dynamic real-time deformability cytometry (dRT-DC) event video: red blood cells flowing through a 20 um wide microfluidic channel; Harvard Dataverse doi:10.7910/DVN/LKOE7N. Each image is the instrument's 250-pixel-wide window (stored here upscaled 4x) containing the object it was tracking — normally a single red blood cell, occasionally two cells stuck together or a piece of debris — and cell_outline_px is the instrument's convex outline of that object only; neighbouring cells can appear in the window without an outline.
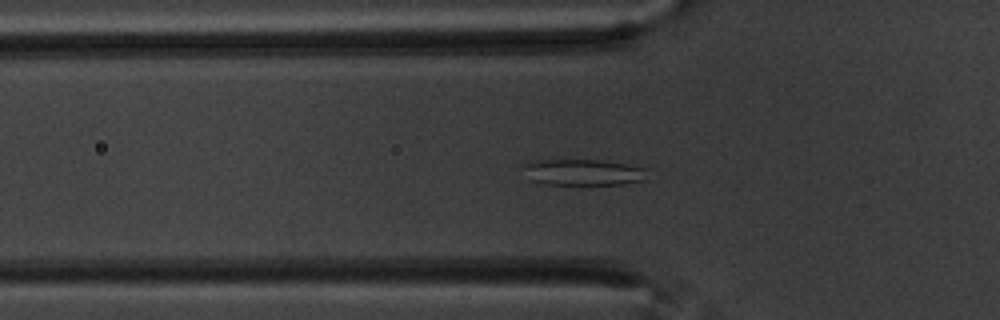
{"species": "common noctule bat (a hibernating species)", "species_latin": "Nyctalus noctula", "temperature_condition": "warm", "stored_images_in_passage": 59, "camera_frame_rate_fps": 3000, "um_per_image_px": 0.085, "animal": {"sex": "male", "body_mass_g": 20.1, "forearm_length_mm": 53.5}, "frame": {"image": 1, "passage_image": 20, "time_ms": 6.333, "image_size_px": [1000, 320], "cell_outline_px": [[648, 168], [644, 180], [624, 184], [548, 184], [528, 180], [524, 168], [524, 164], [532, 160], [600, 160]], "centroid_in_image_um": [49.55, 14.64], "position_along_channel_um": 76.2, "area_um2": 18.84}}
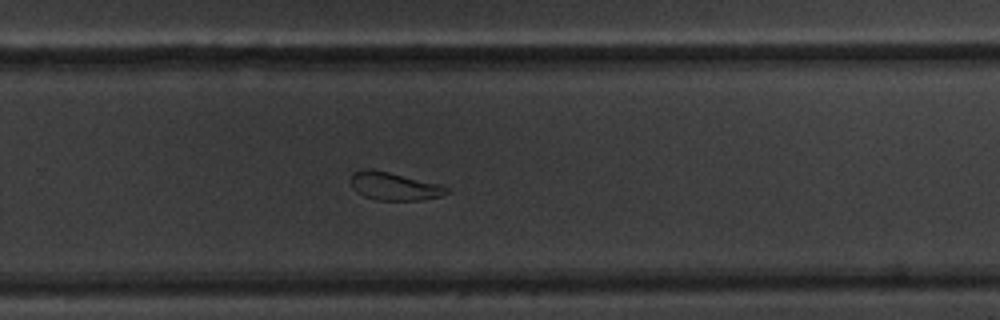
{"frame": {"image": 2, "passage_image": 39, "time_ms": 12.667, "image_size_px": [1000, 320], "cell_outline_px": [[452, 192], [444, 196], [424, 200], [376, 200], [364, 196], [356, 192], [352, 188], [352, 172], [364, 168], [372, 168], [444, 184], [452, 188]], "centroid_in_image_um": [33.61, 15.82], "position_along_channel_um": 296.2, "area_um2": 16.3}}
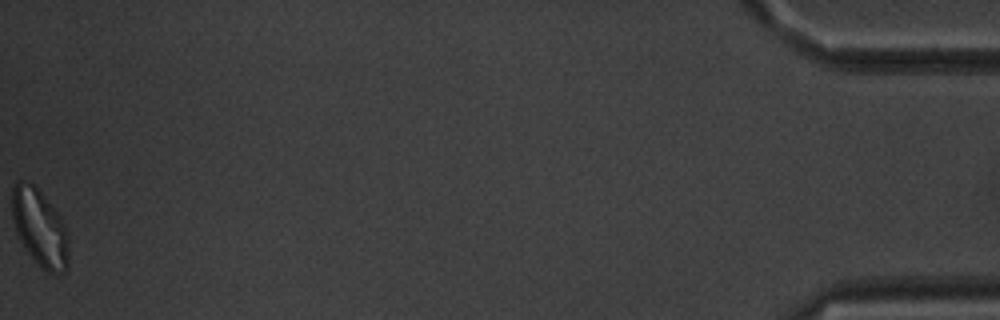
{"frame": {"image": 3, "passage_image": 59, "time_ms": 19.333, "image_size_px": [1000, 320], "cell_outline_px": [[68, 268], [60, 276], [48, 272], [40, 268], [36, 264], [20, 240], [12, 220], [12, 188], [16, 180], [28, 180], [40, 192], [60, 216], [64, 224], [68, 236]], "centroid_in_image_um": [3.38, 19.4], "position_along_channel_um": 431.8, "area_um2": 25.66}, "authors_computed_cell_mechanics": {"area_um2": 21.1548, "velocity_mm_per_s": 3.4659, "shape_relaxation_time_tau1_ms": null, "shape_relaxation_time_tau2_ms": 2.3192, "deformation_change_tau1": null, "deformation_change_tau2": 0.0781}}